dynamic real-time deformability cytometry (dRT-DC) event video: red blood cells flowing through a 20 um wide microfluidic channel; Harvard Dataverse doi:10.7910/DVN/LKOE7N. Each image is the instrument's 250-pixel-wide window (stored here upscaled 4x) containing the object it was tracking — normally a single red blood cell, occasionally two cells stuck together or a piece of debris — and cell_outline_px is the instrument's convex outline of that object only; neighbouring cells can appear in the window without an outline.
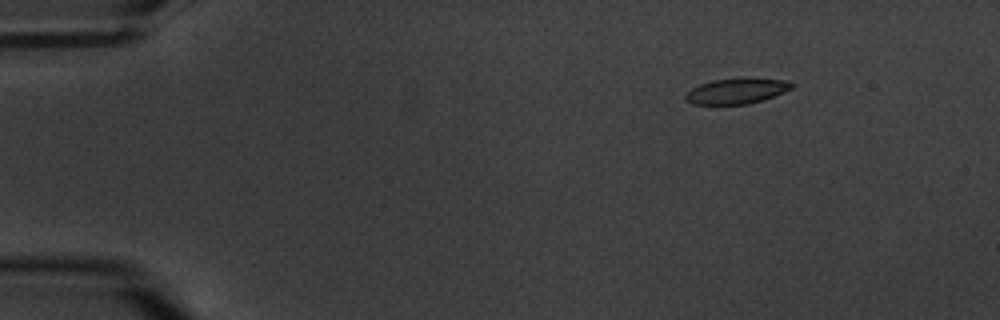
{"species": "common noctule bat (a hibernating species)", "species_latin": "Nyctalus noctula", "temperature_condition": "warm", "stored_images_in_passage": 5, "camera_frame_rate_fps": 3000, "um_per_image_px": 0.085, "animal": {"sex": "male", "body_mass_g": 20.1, "forearm_length_mm": 53.5}, "frame": {"image": 1, "passage_image": 2, "time_ms": 1.0, "image_size_px": [1000, 320], "cell_outline_px": [[796, 84], [792, 88], [772, 96], [748, 104], [692, 104], [684, 96], [692, 88], [700, 84], [712, 80], [744, 76], [788, 80]], "centroid_in_image_um": [62.65, 7.69], "position_along_channel_um": 22.3, "area_um2": 16.01}}
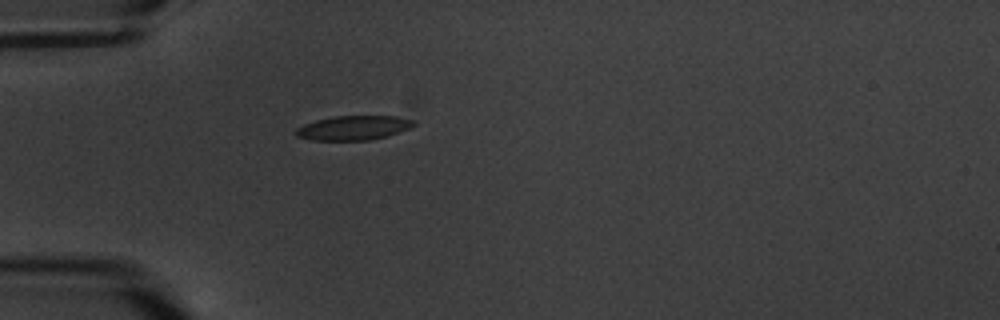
{"frame": {"image": 2, "passage_image": 5, "time_ms": 4.333, "image_size_px": [1000, 320], "cell_outline_px": [[416, 124], [408, 128], [388, 136], [368, 140], [312, 140], [296, 136], [296, 128], [304, 124], [316, 120], [332, 116], [396, 116], [416, 120]], "centroid_in_image_um": [30.05, 10.86], "position_along_channel_um": 54.9, "area_um2": 16.7}}